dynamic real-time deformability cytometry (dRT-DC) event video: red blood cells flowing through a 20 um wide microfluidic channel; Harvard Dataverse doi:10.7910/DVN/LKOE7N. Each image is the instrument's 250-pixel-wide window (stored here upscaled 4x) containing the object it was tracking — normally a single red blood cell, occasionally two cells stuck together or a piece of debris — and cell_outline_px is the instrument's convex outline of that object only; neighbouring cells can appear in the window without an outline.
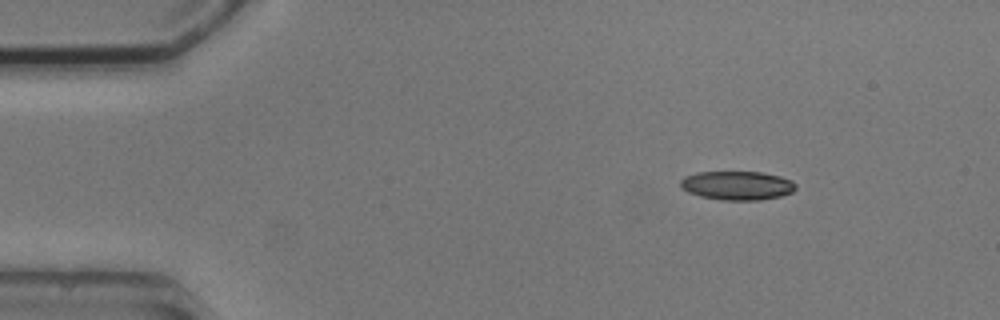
{"species": "common noctule bat (a hibernating species)", "species_latin": "Nyctalus noctula", "temperature_condition": "cold", "stored_images_in_passage": 4, "camera_frame_rate_fps": 3000, "um_per_image_px": 0.085, "animal": {"sex": "male", "body_mass_g": 20.5, "forearm_length_mm": 52.5}, "frame": {"image": 1, "passage_image": 1, "time_ms": 0.0, "image_size_px": [1000, 320], "cell_outline_px": [[796, 188], [792, 192], [780, 196], [760, 200], [720, 200], [700, 196], [688, 192], [680, 188], [680, 180], [684, 176], [696, 172], [760, 172], [780, 176], [792, 180], [796, 184]], "centroid_in_image_um": [62.64, 15.76], "position_along_channel_um": 22.4, "area_um2": 19.54}}
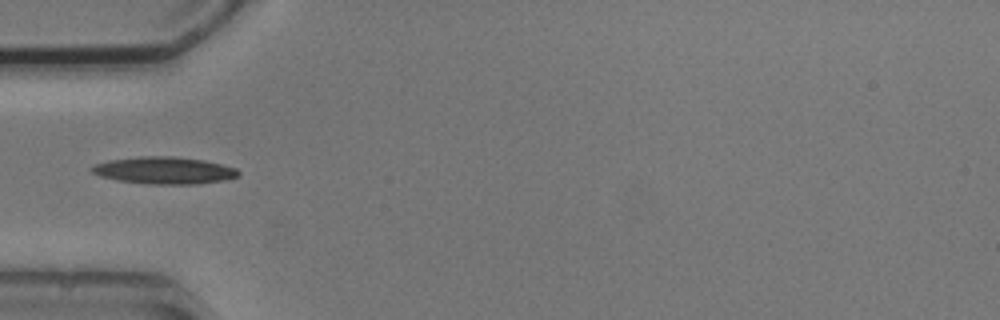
{"frame": {"image": 2, "passage_image": 4, "time_ms": 3.333, "image_size_px": [1000, 320], "cell_outline_px": [[240, 172], [236, 176], [224, 180], [196, 184], [148, 184], [116, 180], [100, 176], [92, 172], [88, 168], [96, 164], [108, 160], [140, 156], [172, 156], [204, 160], [236, 168]], "centroid_in_image_um": [13.91, 14.48], "position_along_channel_um": 71.1, "area_um2": 23.12}}